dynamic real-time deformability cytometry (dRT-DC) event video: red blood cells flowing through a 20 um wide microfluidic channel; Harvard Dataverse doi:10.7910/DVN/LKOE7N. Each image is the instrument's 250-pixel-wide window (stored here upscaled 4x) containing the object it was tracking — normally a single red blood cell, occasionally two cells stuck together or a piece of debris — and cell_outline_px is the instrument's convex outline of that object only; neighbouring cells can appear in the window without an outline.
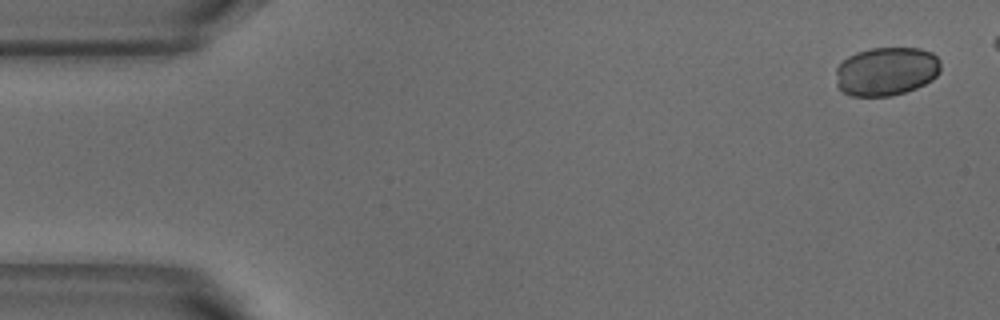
{"species": "common noctule bat (a hibernating species)", "species_latin": "Nyctalus noctula", "temperature_condition": "warm", "stored_images_in_passage": 5, "camera_frame_rate_fps": 3000, "um_per_image_px": 0.085, "animal": {"sex": "male", "body_mass_g": 18.8}, "frame": {"image": 1, "passage_image": 1, "time_ms": 0.0, "image_size_px": [1000, 320], "cell_outline_px": [[940, 72], [932, 80], [916, 88], [892, 96], [852, 96], [844, 92], [836, 84], [836, 68], [848, 56], [856, 52], [872, 48], [920, 48], [932, 52], [940, 60]], "centroid_in_image_um": [75.35, 6.06], "position_along_channel_um": 9.7, "area_um2": 29.82}}